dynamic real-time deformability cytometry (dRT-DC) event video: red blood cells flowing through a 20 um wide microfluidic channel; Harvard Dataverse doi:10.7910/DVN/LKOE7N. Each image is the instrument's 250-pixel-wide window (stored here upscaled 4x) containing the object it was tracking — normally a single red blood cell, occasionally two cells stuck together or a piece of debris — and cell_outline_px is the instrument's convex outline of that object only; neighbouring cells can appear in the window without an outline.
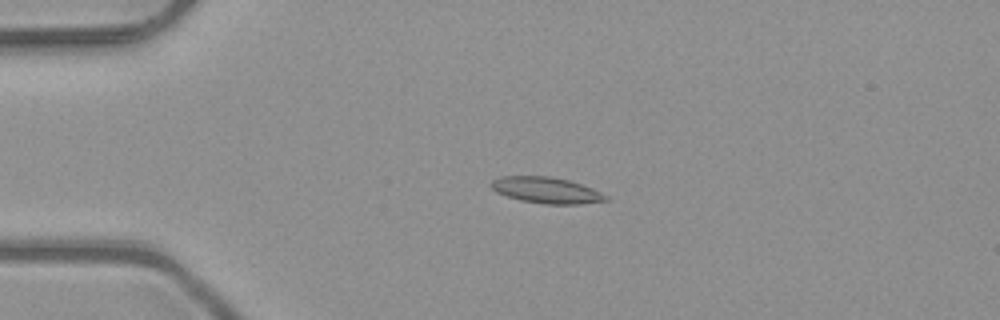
{"species": "common noctule bat (a hibernating species)", "species_latin": "Nyctalus noctula", "temperature_condition": "room temperature", "stored_images_in_passage": 5, "camera_frame_rate_fps": 3000, "um_per_image_px": 0.085, "animal": {"sex": "male", "body_mass_g": 23.1, "forearm_length_mm": 52.7}, "frame": {"image": 1, "passage_image": 3, "time_ms": 0.667, "image_size_px": [1000, 320], "cell_outline_px": [[612, 200], [580, 204], [544, 204], [520, 200], [496, 192], [488, 184], [492, 180], [500, 176], [552, 176], [568, 180], [592, 188], [608, 196]], "centroid_in_image_um": [46.44, 16.17], "position_along_channel_um": 38.6, "area_um2": 17.57}}
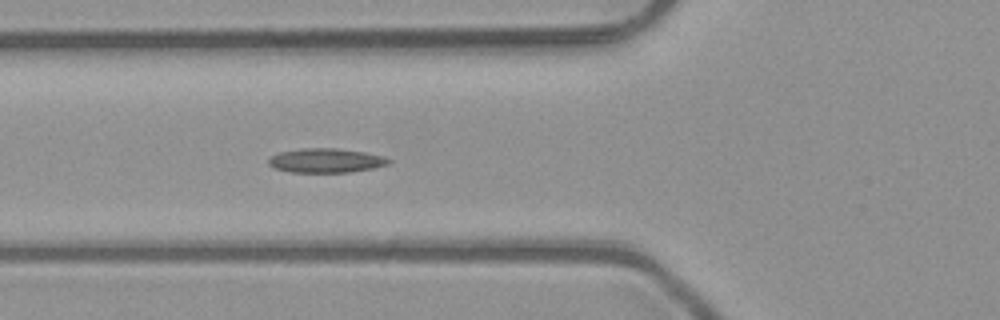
{"frame": {"image": 2, "passage_image": 5, "time_ms": 1.333, "image_size_px": [1000, 320], "cell_outline_px": [[392, 160], [388, 164], [372, 168], [348, 172], [292, 172], [272, 168], [268, 164], [268, 160], [272, 156], [280, 152], [300, 148], [336, 148], [364, 152], [384, 156]], "centroid_in_image_um": [27.68, 13.64], "position_along_channel_um": 98.1, "area_um2": 16.94}}